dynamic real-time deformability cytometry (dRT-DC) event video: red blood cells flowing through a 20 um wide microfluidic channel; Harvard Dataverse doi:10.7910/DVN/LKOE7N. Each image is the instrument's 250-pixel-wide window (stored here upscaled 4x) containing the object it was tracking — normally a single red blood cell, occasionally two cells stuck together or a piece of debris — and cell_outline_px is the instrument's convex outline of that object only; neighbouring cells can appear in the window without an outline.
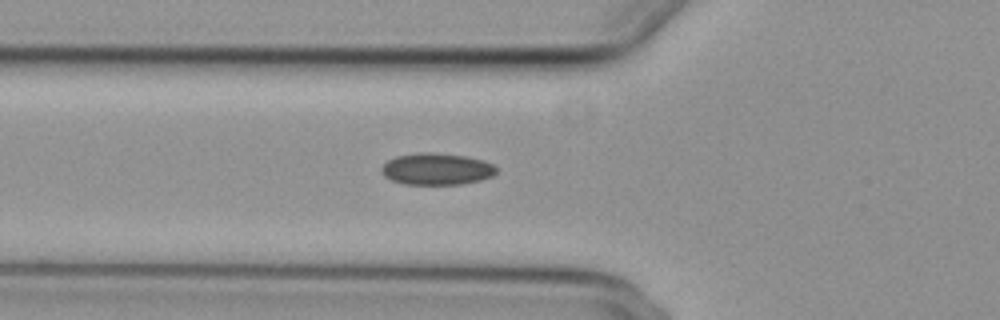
{"species": "common noctule bat (a hibernating species)", "species_latin": "Nyctalus noctula", "temperature_condition": "cold", "stored_images_in_passage": 35, "camera_frame_rate_fps": 3000, "um_per_image_px": 0.085, "animal": {"sex": "female", "body_mass_g": 29.2, "forearm_length_mm": 56.3}, "frame": {"image": 1, "passage_image": 2, "time_ms": 0.333, "image_size_px": [1000, 320], "cell_outline_px": [[496, 172], [492, 176], [480, 180], [460, 184], [404, 184], [392, 180], [384, 176], [380, 172], [380, 168], [388, 160], [396, 156], [420, 152], [432, 152], [464, 156], [484, 160], [492, 164], [496, 168]], "centroid_in_image_um": [37.09, 14.36], "position_along_channel_um": 88.7, "area_um2": 21.21}}
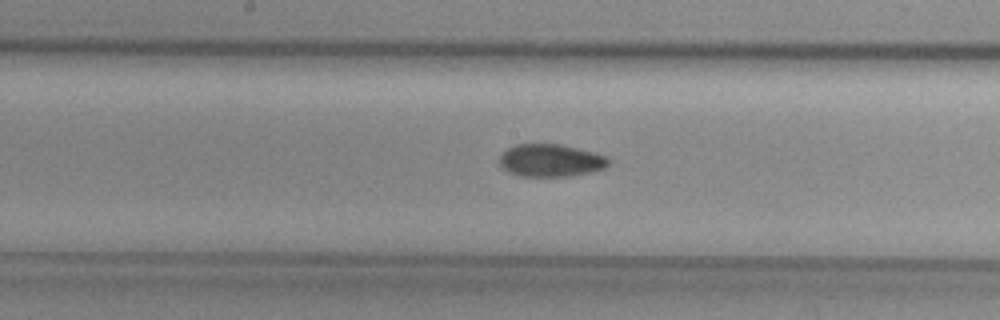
{"frame": {"image": 2, "passage_image": 11, "time_ms": 3.333, "image_size_px": [1000, 320], "cell_outline_px": [[612, 160], [604, 168], [592, 172], [572, 176], [520, 176], [508, 172], [500, 164], [500, 156], [508, 148], [516, 144], [560, 144], [596, 152], [608, 156]], "centroid_in_image_um": [46.87, 13.63], "position_along_channel_um": 201.3, "area_um2": 20.87}}
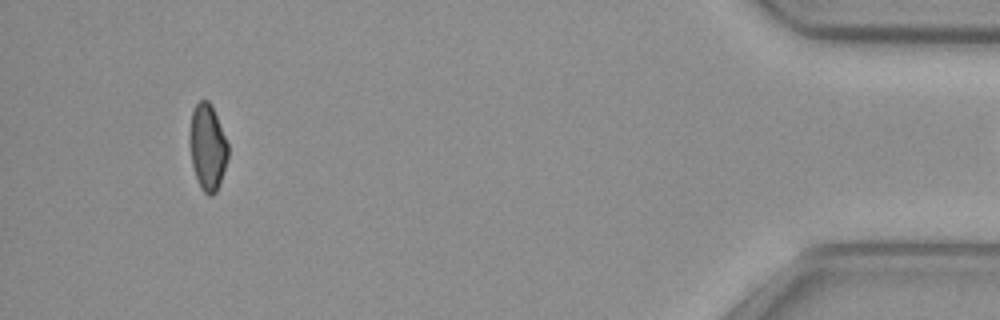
{"frame": {"image": 3, "passage_image": 34, "time_ms": 11.0, "image_size_px": [1000, 320], "cell_outline_px": [[228, 156], [220, 184], [216, 192], [212, 196], [208, 196], [200, 188], [192, 164], [188, 140], [188, 136], [192, 112], [196, 104], [200, 100], [208, 100], [212, 104], [228, 144]], "centroid_in_image_um": [17.63, 12.51], "position_along_channel_um": 417.6, "area_um2": 19.48}}